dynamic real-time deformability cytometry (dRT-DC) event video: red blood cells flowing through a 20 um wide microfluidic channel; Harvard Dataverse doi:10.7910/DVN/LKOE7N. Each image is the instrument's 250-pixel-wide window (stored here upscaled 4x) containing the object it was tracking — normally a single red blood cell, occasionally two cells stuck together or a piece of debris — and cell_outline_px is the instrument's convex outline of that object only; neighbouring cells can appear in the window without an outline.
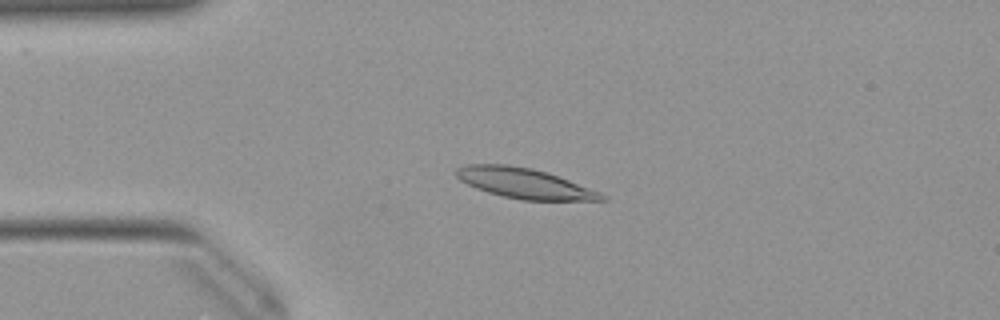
{"species": "Egyptian fruit bat (a non-hibernating species)", "species_latin": "Rousettus aegyptiacus", "temperature_condition": "warm", "stored_images_in_passage": 48, "camera_frame_rate_fps": 3000, "um_per_image_px": 0.085, "animal": {"sex": "female"}, "frame": {"image": 1, "passage_image": 9, "time_ms": 2.667, "image_size_px": [1000, 320], "cell_outline_px": [[608, 200], [520, 200], [488, 192], [476, 188], [460, 180], [456, 176], [456, 168], [464, 164], [508, 164], [532, 168], [548, 172], [600, 192], [608, 196]], "centroid_in_image_um": [44.57, 15.57], "position_along_channel_um": 40.4, "area_um2": 25.61}}
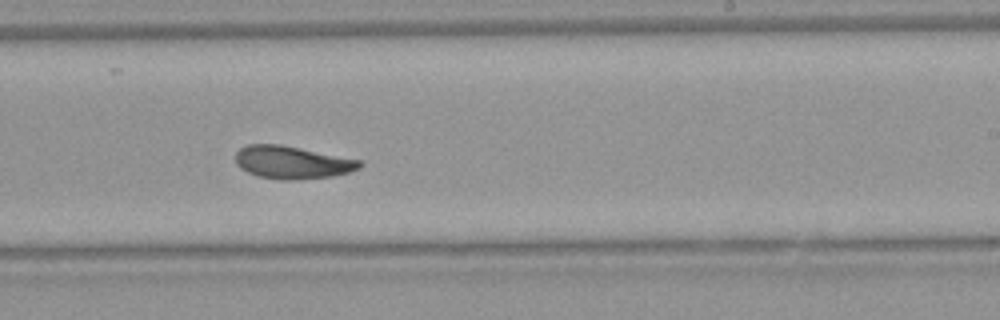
{"frame": {"image": 2, "passage_image": 28, "time_ms": 9.0, "image_size_px": [1000, 320], "cell_outline_px": [[364, 164], [360, 168], [348, 172], [332, 176], [292, 180], [280, 180], [256, 176], [240, 168], [236, 164], [236, 152], [240, 148], [248, 144], [280, 144], [360, 160]], "centroid_in_image_um": [24.8, 13.8], "position_along_channel_um": 264.2, "area_um2": 23.64}}
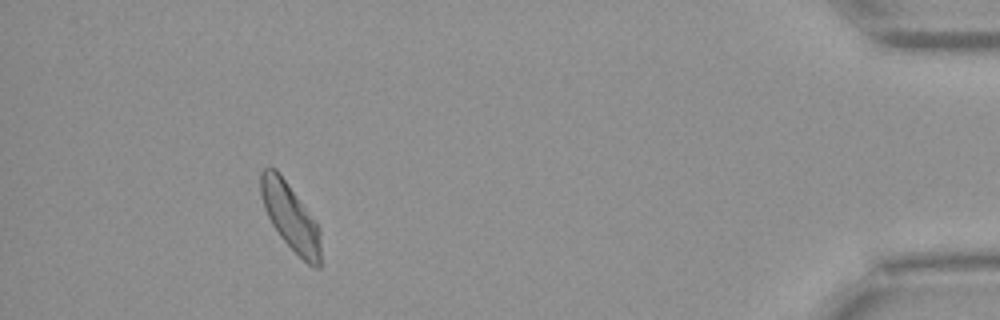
{"frame": {"image": 3, "passage_image": 44, "time_ms": 14.333, "image_size_px": [1000, 320], "cell_outline_px": [[320, 268], [312, 268], [280, 236], [272, 224], [264, 208], [260, 196], [260, 172], [264, 168], [276, 168], [316, 220], [320, 228]], "centroid_in_image_um": [24.69, 18.41], "position_along_channel_um": 410.5, "area_um2": 23.35}, "authors_computed_cell_mechanics": {"area_um2": 24.1893, "velocity_mm_per_s": 3.9426, "shape_relaxation_time_tau1_ms": 3.8542, "shape_relaxation_time_tau2_ms": 2.5279, "deformation_change_tau1": 0.1313, "deformation_change_tau2": 0.0819}}